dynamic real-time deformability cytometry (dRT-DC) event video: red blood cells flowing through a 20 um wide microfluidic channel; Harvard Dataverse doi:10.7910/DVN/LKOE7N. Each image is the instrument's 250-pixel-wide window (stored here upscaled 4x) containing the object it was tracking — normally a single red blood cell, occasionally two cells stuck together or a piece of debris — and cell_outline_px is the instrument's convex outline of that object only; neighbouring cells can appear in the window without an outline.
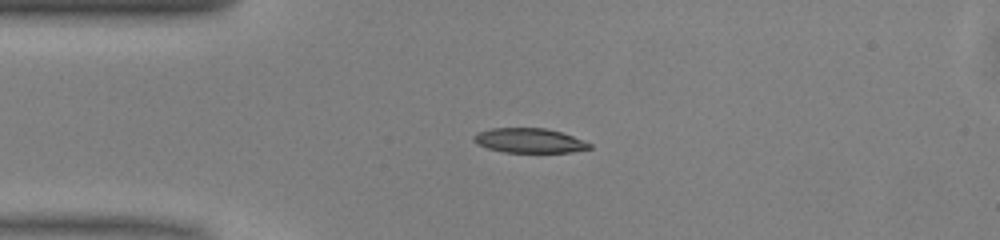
{"species": "common noctule bat (a hibernating species)", "species_latin": "Nyctalus noctula", "temperature_condition": "warm", "stored_images_in_passage": 48, "camera_frame_rate_fps": 3000, "um_per_image_px": 0.085, "animal": {"sex": "male", "body_mass_g": 13.0, "forearm_length_mm": 53.1}, "frame": {"image": 1, "passage_image": 10, "time_ms": 3.0, "image_size_px": [1000, 240], "cell_outline_px": [[592, 148], [572, 152], [504, 152], [488, 148], [476, 144], [472, 140], [472, 136], [476, 132], [492, 128], [544, 128], [560, 132], [584, 140], [592, 144]], "centroid_in_image_um": [44.96, 11.95], "position_along_channel_um": 40.0, "area_um2": 16.65}}
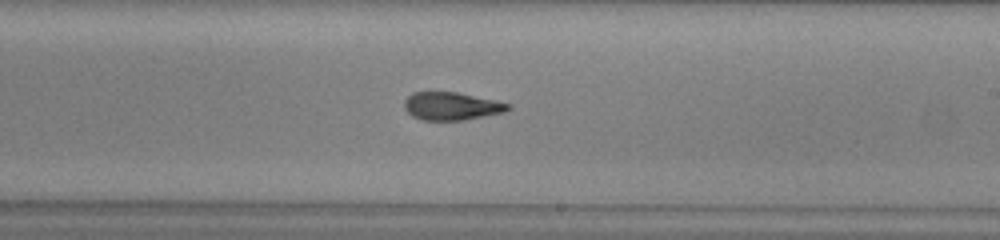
{"frame": {"image": 2, "passage_image": 27, "time_ms": 8.667, "image_size_px": [1000, 240], "cell_outline_px": [[512, 108], [504, 112], [464, 120], [424, 120], [412, 116], [404, 108], [404, 100], [412, 92], [456, 92], [496, 100], [512, 104]], "centroid_in_image_um": [38.4, 9.02], "position_along_channel_um": 250.6, "area_um2": 16.94}}
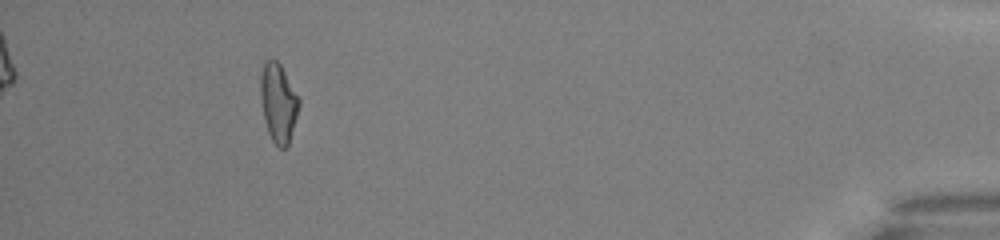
{"frame": {"image": 3, "passage_image": 44, "time_ms": 14.333, "image_size_px": [1000, 240], "cell_outline_px": [[300, 104], [288, 148], [280, 148], [272, 140], [268, 132], [264, 120], [260, 96], [260, 76], [264, 64], [268, 60], [276, 60], [280, 64], [300, 100]], "centroid_in_image_um": [23.66, 8.78], "position_along_channel_um": 411.5, "area_um2": 17.57}, "authors_computed_cell_mechanics": {"area_um2": 17.3978, "velocity_mm_per_s": 4.0952, "shape_relaxation_time_tau1_ms": 5.7142, "shape_relaxation_time_tau2_ms": 2.4832, "deformation_change_tau1": 0.1821, "deformation_change_tau2": 0.1163}}